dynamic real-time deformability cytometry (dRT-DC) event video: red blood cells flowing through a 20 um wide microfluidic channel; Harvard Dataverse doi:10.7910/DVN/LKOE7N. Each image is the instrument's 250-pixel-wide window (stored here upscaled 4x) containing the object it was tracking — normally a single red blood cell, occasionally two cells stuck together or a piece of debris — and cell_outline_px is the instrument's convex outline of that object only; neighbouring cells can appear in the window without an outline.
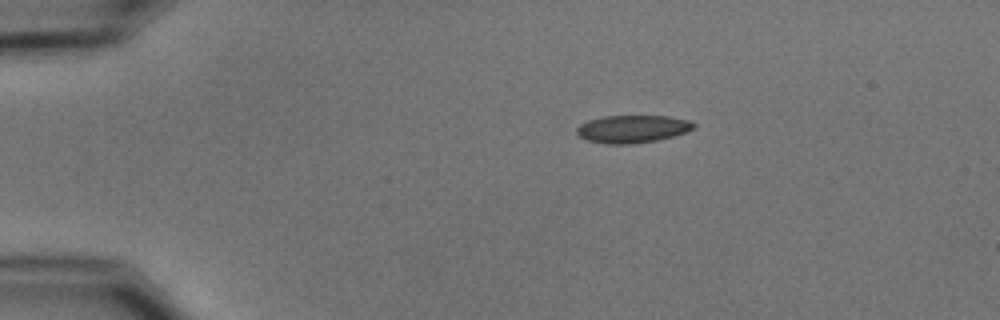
{"species": "common noctule bat (a hibernating species)", "species_latin": "Nyctalus noctula", "temperature_condition": "cold", "stored_images_in_passage": 45, "camera_frame_rate_fps": 3000, "um_per_image_px": 0.085, "animal": {"sex": "male", "body_mass_g": 15.6}, "frame": {"image": 1, "passage_image": 1, "time_ms": 0.0, "image_size_px": [1000, 320], "cell_outline_px": [[696, 128], [672, 136], [656, 140], [628, 144], [608, 144], [588, 140], [580, 136], [576, 132], [576, 128], [580, 124], [588, 120], [604, 116], [668, 116], [688, 120], [696, 124]], "centroid_in_image_um": [53.75, 10.95], "position_along_channel_um": 31.2, "area_um2": 18.67}}
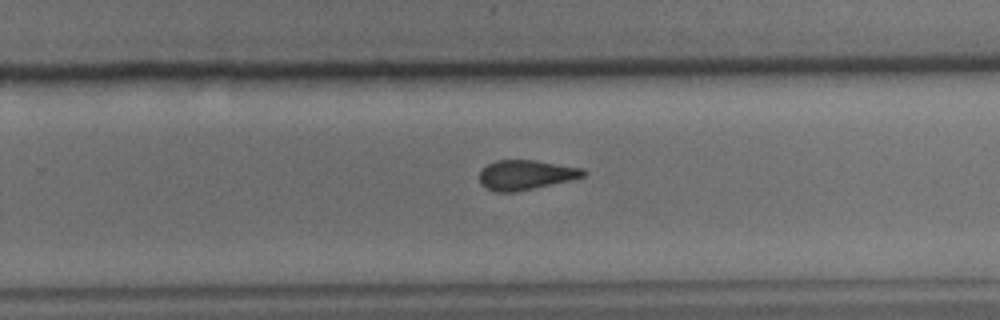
{"frame": {"image": 2, "passage_image": 26, "time_ms": 8.333, "image_size_px": [1000, 320], "cell_outline_px": [[588, 172], [584, 176], [568, 180], [516, 192], [496, 192], [484, 188], [480, 184], [480, 172], [488, 164], [496, 160], [536, 160], [584, 168]], "centroid_in_image_um": [44.68, 14.86], "position_along_channel_um": 285.1, "area_um2": 17.98}}
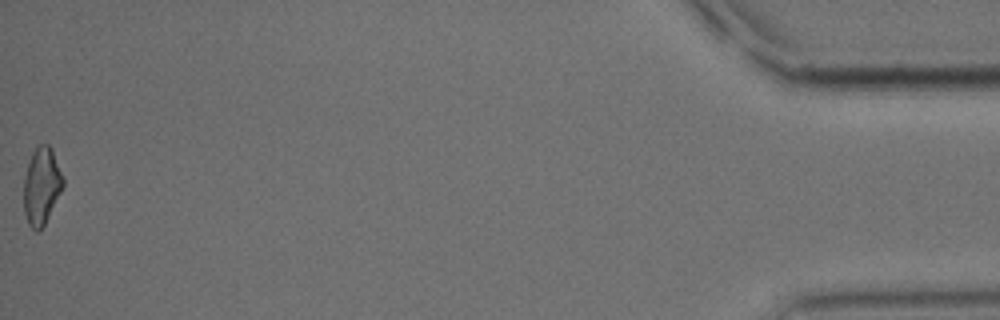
{"frame": {"image": 3, "passage_image": 45, "time_ms": 14.667, "image_size_px": [1000, 320], "cell_outline_px": [[64, 184], [44, 224], [36, 232], [28, 224], [24, 212], [24, 176], [32, 152], [40, 144], [48, 144], [52, 148], [64, 180]], "centroid_in_image_um": [3.52, 15.78], "position_along_channel_um": 431.7, "area_um2": 17.34}, "authors_computed_cell_mechanics": {"area_um2": 18.5538, "velocity_mm_per_s": 3.7205, "shape_relaxation_time_tau1_ms": 4.0667, "shape_relaxation_time_tau2_ms": 2.1198, "deformation_change_tau1": 0.1187, "deformation_change_tau2": 0.0872}}